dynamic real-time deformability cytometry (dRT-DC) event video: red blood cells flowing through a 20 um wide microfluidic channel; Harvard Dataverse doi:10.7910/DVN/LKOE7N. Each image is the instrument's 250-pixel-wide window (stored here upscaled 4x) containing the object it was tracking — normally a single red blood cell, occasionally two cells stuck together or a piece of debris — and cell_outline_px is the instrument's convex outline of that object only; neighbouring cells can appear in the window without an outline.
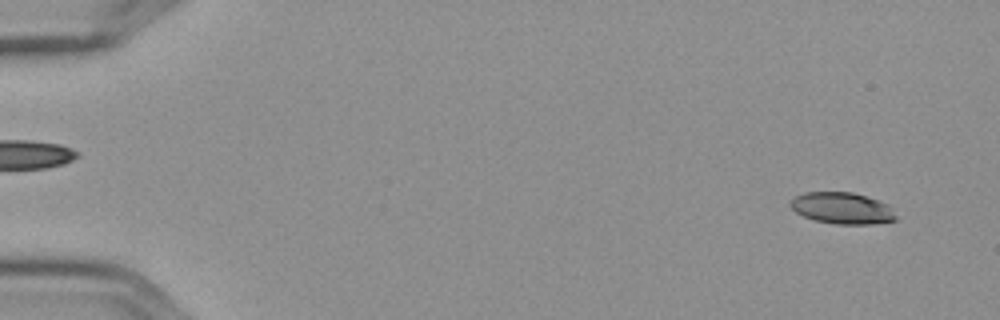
{"species": "Egyptian fruit bat (a non-hibernating species)", "species_latin": "Rousettus aegyptiacus", "temperature_condition": "cold", "stored_images_in_passage": 5, "camera_frame_rate_fps": 3000, "um_per_image_px": 0.085, "frame": {"image": 1, "passage_image": 1, "time_ms": 0.0, "image_size_px": [1000, 320], "cell_outline_px": [[896, 220], [872, 224], [836, 224], [816, 220], [804, 216], [796, 212], [788, 204], [796, 196], [804, 192], [852, 192], [888, 204], [892, 208], [896, 216]], "centroid_in_image_um": [71.59, 17.69], "position_along_channel_um": 13.4, "area_um2": 19.19}}
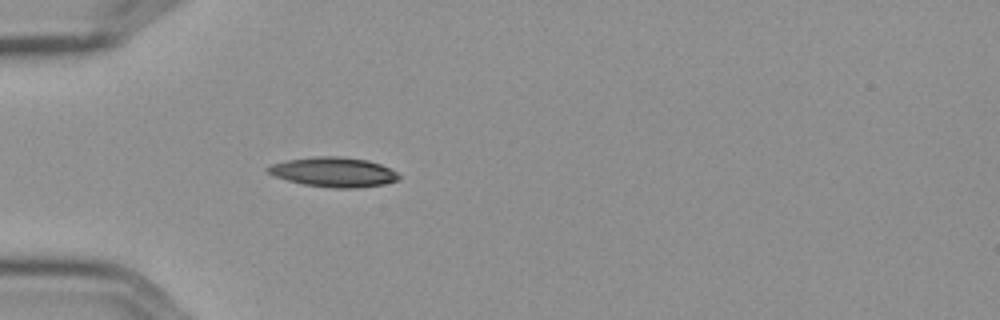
{"frame": {"image": 2, "passage_image": 5, "time_ms": 1.333, "image_size_px": [1000, 320], "cell_outline_px": [[400, 180], [384, 184], [356, 188], [332, 188], [304, 184], [288, 180], [276, 176], [268, 172], [264, 168], [272, 164], [288, 160], [316, 156], [340, 156], [368, 160], [380, 164], [396, 172], [400, 176]], "centroid_in_image_um": [28.38, 14.62], "position_along_channel_um": 56.6, "area_um2": 22.54}}